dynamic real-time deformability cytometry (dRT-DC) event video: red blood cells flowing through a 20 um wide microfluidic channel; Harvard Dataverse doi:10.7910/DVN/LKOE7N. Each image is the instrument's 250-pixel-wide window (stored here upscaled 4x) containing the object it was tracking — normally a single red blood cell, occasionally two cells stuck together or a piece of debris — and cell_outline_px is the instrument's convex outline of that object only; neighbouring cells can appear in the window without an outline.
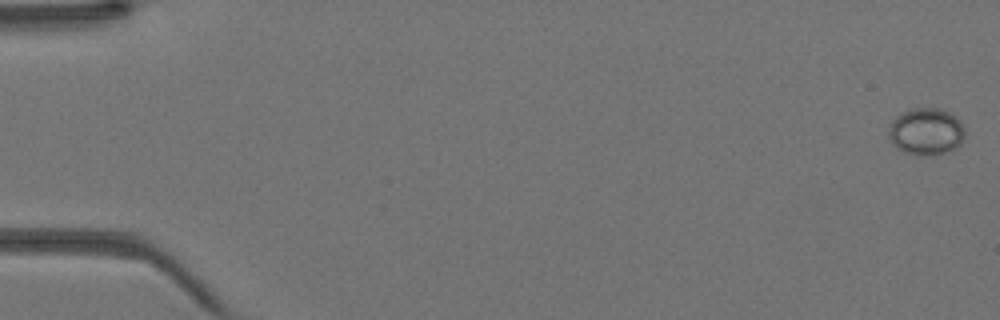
{"species": "Egyptian fruit bat (a non-hibernating species)", "species_latin": "Rousettus aegyptiacus", "temperature_condition": "warm", "stored_images_in_passage": 44, "camera_frame_rate_fps": 3000, "um_per_image_px": 0.085, "animal": {"sex": "female"}, "frame": {"image": 1, "passage_image": 1, "time_ms": 0.0, "image_size_px": [1000, 320], "cell_outline_px": [[964, 140], [956, 148], [944, 152], [904, 152], [896, 148], [892, 144], [888, 136], [888, 128], [892, 120], [896, 116], [912, 108], [940, 108], [956, 116], [960, 120], [964, 128]], "centroid_in_image_um": [78.71, 11.12], "position_along_channel_um": 6.3, "area_um2": 20.46}}
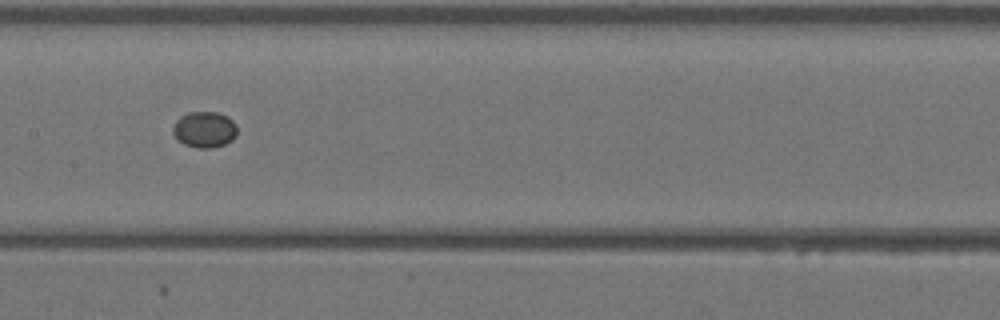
{"frame": {"image": 2, "passage_image": 23, "time_ms": 7.333, "image_size_px": [1000, 320], "cell_outline_px": [[236, 136], [232, 140], [224, 144], [212, 148], [196, 148], [184, 144], [176, 140], [172, 132], [172, 128], [176, 120], [180, 116], [188, 112], [216, 112], [228, 116], [236, 124]], "centroid_in_image_um": [17.36, 11.01], "position_along_channel_um": 190.0, "area_um2": 13.7}}
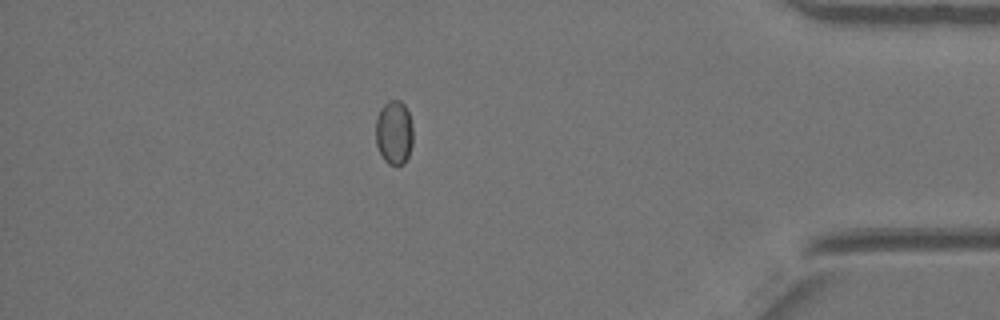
{"frame": {"image": 3, "passage_image": 39, "time_ms": 12.667, "image_size_px": [1000, 320], "cell_outline_px": [[412, 144], [408, 156], [404, 164], [396, 168], [388, 164], [384, 160], [376, 144], [376, 116], [380, 108], [388, 100], [400, 100], [404, 104], [408, 112], [412, 128]], "centroid_in_image_um": [33.48, 11.29], "position_along_channel_um": 401.7, "area_um2": 14.16}}